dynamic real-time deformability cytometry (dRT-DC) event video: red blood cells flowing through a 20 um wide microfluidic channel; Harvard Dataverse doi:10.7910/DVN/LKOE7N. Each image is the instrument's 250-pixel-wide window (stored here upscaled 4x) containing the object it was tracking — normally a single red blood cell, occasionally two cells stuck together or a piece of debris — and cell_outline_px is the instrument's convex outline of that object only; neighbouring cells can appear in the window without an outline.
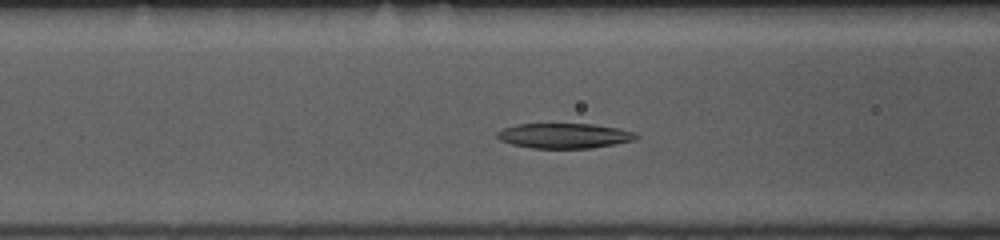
{"species": "common noctule bat (a hibernating species)", "species_latin": "Nyctalus noctula", "temperature_condition": "room temperature", "stored_images_in_passage": 41, "camera_frame_rate_fps": 3000, "um_per_image_px": 0.085, "animal": {"sex": "female", "body_mass_g": 10.0, "forearm_length_mm": 53.1}, "frame": {"image": 1, "passage_image": 9, "time_ms": 2.667, "image_size_px": [1000, 240], "cell_outline_px": [[640, 136], [636, 140], [592, 148], [532, 148], [512, 144], [500, 140], [496, 136], [496, 132], [504, 128], [520, 124], [592, 124], [620, 128], [632, 132]], "centroid_in_image_um": [47.98, 11.54], "position_along_channel_um": 118.6, "area_um2": 20.23}}
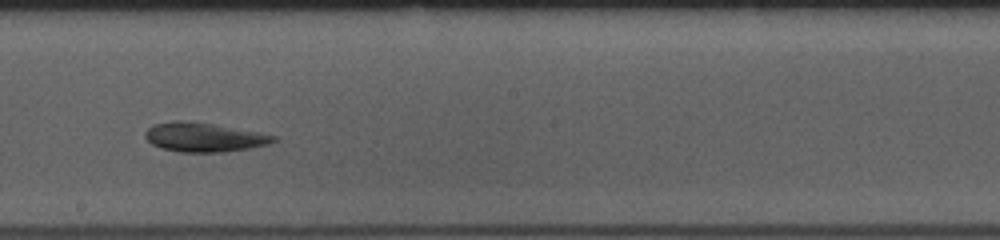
{"frame": {"image": 2, "passage_image": 18, "time_ms": 5.667, "image_size_px": [1000, 240], "cell_outline_px": [[276, 140], [268, 144], [248, 148], [224, 152], [180, 152], [160, 148], [152, 144], [144, 136], [144, 132], [152, 124], [172, 120], [176, 120], [212, 124], [260, 132], [276, 136]], "centroid_in_image_um": [17.29, 11.66], "position_along_channel_um": 230.9, "area_um2": 21.73}}
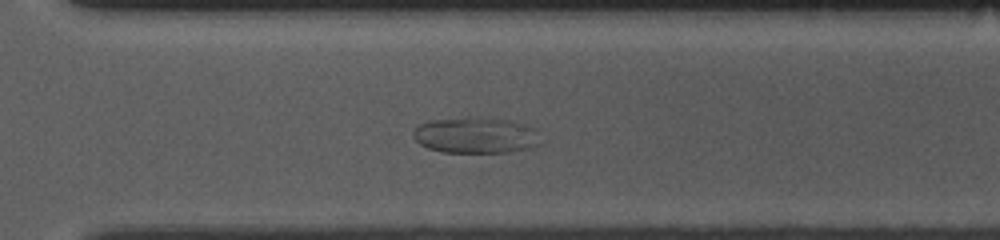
{"frame": {"image": 3, "passage_image": 26, "time_ms": 8.333, "image_size_px": [1000, 240], "cell_outline_px": [[540, 144], [532, 148], [504, 152], [440, 152], [428, 148], [420, 144], [412, 136], [412, 132], [420, 124], [432, 120], [472, 116], [492, 116], [512, 120], [528, 124], [540, 128]], "centroid_in_image_um": [40.53, 11.46], "position_along_channel_um": 330.1, "area_um2": 27.69}}